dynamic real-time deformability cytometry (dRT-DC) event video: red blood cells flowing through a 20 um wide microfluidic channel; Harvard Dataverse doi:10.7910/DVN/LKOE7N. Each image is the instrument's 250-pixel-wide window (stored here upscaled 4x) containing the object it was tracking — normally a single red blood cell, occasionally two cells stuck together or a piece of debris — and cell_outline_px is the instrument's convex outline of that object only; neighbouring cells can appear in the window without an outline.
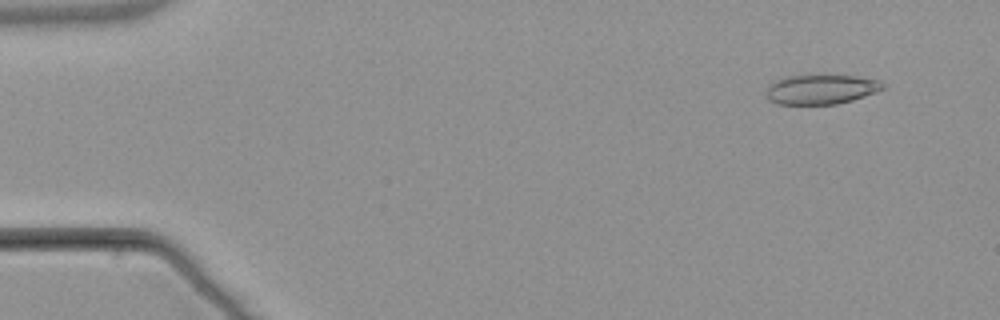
{"species": "common noctule bat (a hibernating species)", "species_latin": "Nyctalus noctula", "temperature_condition": "warm", "stored_images_in_passage": 5, "camera_frame_rate_fps": 3000, "um_per_image_px": 0.085, "animal": {"sex": "male", "body_mass_g": 21.5, "forearm_length_mm": 52.0}, "frame": {"image": 1, "passage_image": 2, "time_ms": 1.0, "image_size_px": [1000, 320], "cell_outline_px": [[884, 88], [876, 92], [852, 100], [836, 104], [776, 104], [768, 100], [764, 96], [764, 92], [768, 84], [772, 80], [784, 76], [856, 76], [880, 80], [884, 84]], "centroid_in_image_um": [69.7, 7.6], "position_along_channel_um": 15.3, "area_um2": 20.35}}
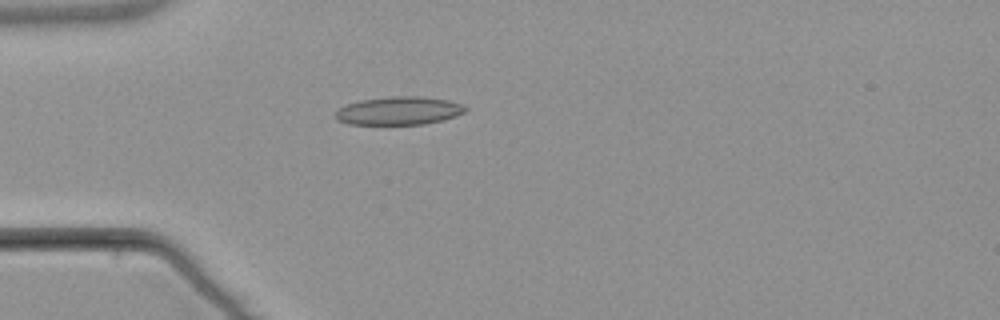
{"frame": {"image": 2, "passage_image": 5, "time_ms": 4.667, "image_size_px": [1000, 320], "cell_outline_px": [[468, 108], [464, 112], [456, 116], [444, 120], [424, 124], [348, 124], [336, 120], [336, 112], [340, 108], [348, 104], [360, 100], [392, 96], [420, 96], [448, 100], [460, 104]], "centroid_in_image_um": [33.92, 9.41], "position_along_channel_um": 51.1, "area_um2": 21.27}}